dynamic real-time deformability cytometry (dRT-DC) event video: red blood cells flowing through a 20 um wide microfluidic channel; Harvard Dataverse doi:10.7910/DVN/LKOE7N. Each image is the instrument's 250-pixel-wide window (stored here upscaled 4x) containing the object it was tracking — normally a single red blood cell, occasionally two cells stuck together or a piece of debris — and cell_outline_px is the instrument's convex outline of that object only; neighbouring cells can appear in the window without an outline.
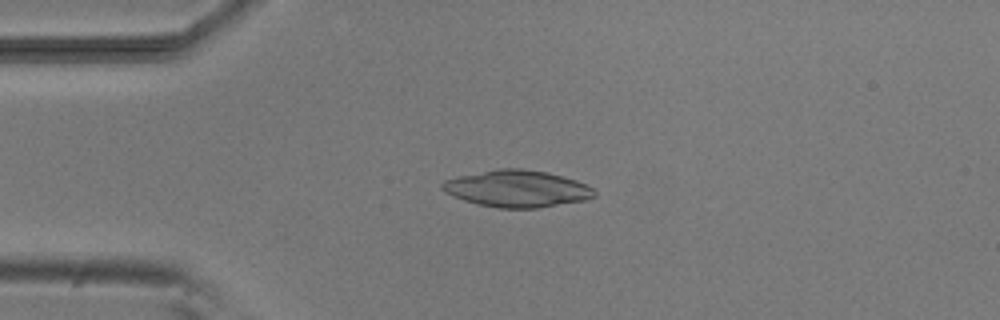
{"species": "common noctule bat (a hibernating species)", "species_latin": "Nyctalus noctula", "temperature_condition": "room temperature", "stored_images_in_passage": 4, "camera_frame_rate_fps": 3000, "um_per_image_px": 0.085, "animal": {"sex": "male", "body_mass_g": 20.5, "forearm_length_mm": 52.5}, "frame": {"image": 1, "passage_image": 2, "time_ms": 1.0, "image_size_px": [1000, 320], "cell_outline_px": [[596, 196], [584, 200], [536, 208], [496, 208], [476, 204], [464, 200], [444, 192], [440, 188], [440, 184], [444, 180], [460, 176], [496, 168], [520, 168], [548, 172], [576, 180], [592, 188], [596, 192]], "centroid_in_image_um": [43.92, 16.03], "position_along_channel_um": 41.1, "area_um2": 32.66}}
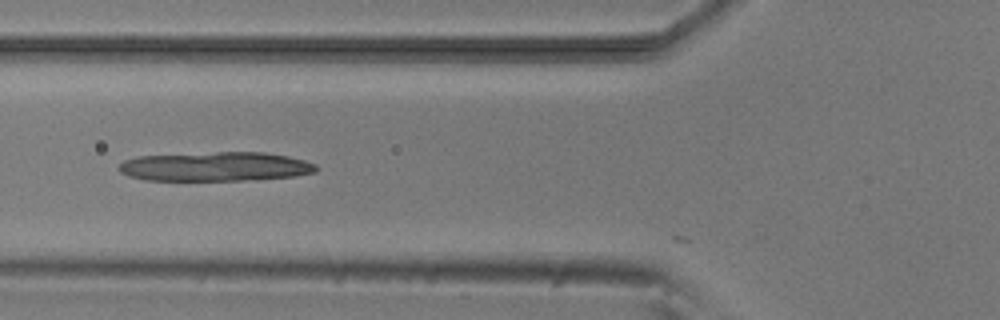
{"frame": {"image": 2, "passage_image": 4, "time_ms": 3.333, "image_size_px": [1000, 320], "cell_outline_px": [[316, 172], [296, 176], [240, 180], [144, 180], [128, 176], [120, 172], [116, 168], [124, 160], [136, 156], [216, 152], [264, 152], [288, 156], [304, 160], [316, 164]], "centroid_in_image_um": [18.27, 14.15], "position_along_channel_um": 107.5, "area_um2": 33.64}}